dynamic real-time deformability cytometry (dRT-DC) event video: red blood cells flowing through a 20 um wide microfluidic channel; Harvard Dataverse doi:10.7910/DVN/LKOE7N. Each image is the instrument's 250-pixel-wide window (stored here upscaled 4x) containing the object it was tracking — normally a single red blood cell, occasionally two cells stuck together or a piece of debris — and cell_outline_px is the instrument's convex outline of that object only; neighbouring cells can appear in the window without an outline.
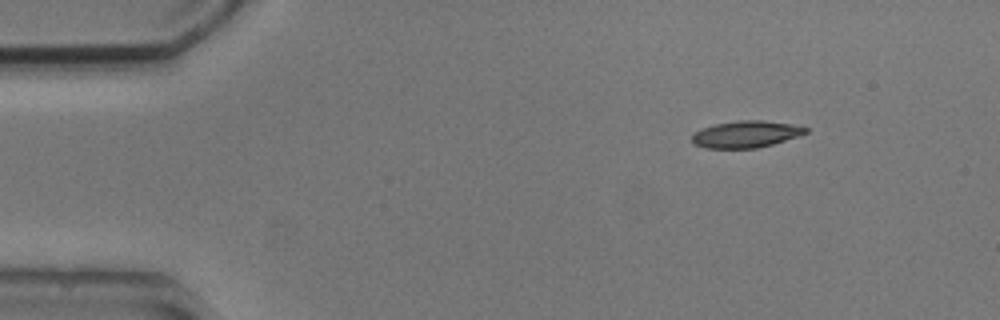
{"species": "common noctule bat (a hibernating species)", "species_latin": "Nyctalus noctula", "temperature_condition": "cold", "stored_images_in_passage": 3, "camera_frame_rate_fps": 3000, "um_per_image_px": 0.085, "animal": {"sex": "male", "body_mass_g": 20.5, "forearm_length_mm": 52.5}, "frame": {"image": 1, "passage_image": 1, "time_ms": 0.0, "image_size_px": [1000, 320], "cell_outline_px": [[808, 132], [800, 136], [772, 144], [756, 148], [704, 148], [692, 144], [692, 136], [696, 132], [704, 128], [716, 124], [740, 120], [760, 120], [792, 124], [808, 128]], "centroid_in_image_um": [63.42, 11.41], "position_along_channel_um": 21.6, "area_um2": 17.63}}